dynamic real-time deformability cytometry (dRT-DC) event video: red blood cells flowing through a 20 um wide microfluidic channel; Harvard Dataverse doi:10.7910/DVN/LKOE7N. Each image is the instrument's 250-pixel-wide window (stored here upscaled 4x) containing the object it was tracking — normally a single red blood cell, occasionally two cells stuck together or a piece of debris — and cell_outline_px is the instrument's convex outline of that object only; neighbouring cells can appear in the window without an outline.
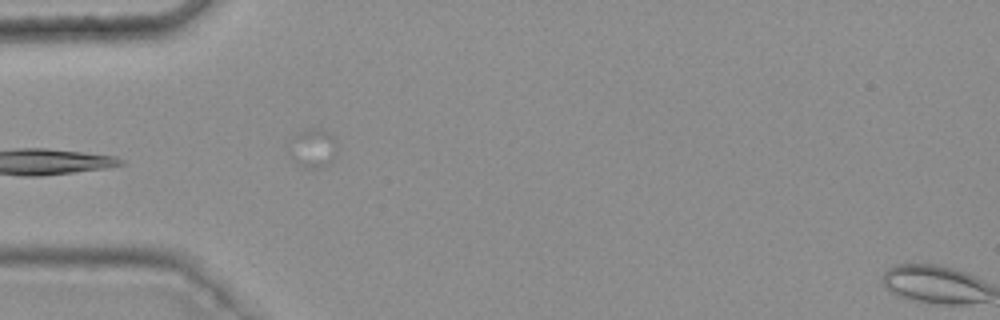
{"species": "common noctule bat (a hibernating species)", "species_latin": "Nyctalus noctula", "temperature_condition": "warm", "stored_images_in_passage": 6, "segment_of_instrument_passage": [1, 2], "camera_frame_rate_fps": 3000, "um_per_image_px": 0.085, "animal": {"sex": "female", "body_mass_g": 25.1}, "frame": {"image": 1, "passage_image": 2, "time_ms": 0.333, "image_size_px": [1000, 320], "cell_outline_px": [[336, 148], [332, 160], [328, 164], [320, 168], [300, 168], [292, 156], [292, 136], [308, 128], [316, 128], [328, 132], [336, 140]], "centroid_in_image_um": [26.62, 12.6], "position_along_channel_um": 58.4, "area_um2": 10.58}}